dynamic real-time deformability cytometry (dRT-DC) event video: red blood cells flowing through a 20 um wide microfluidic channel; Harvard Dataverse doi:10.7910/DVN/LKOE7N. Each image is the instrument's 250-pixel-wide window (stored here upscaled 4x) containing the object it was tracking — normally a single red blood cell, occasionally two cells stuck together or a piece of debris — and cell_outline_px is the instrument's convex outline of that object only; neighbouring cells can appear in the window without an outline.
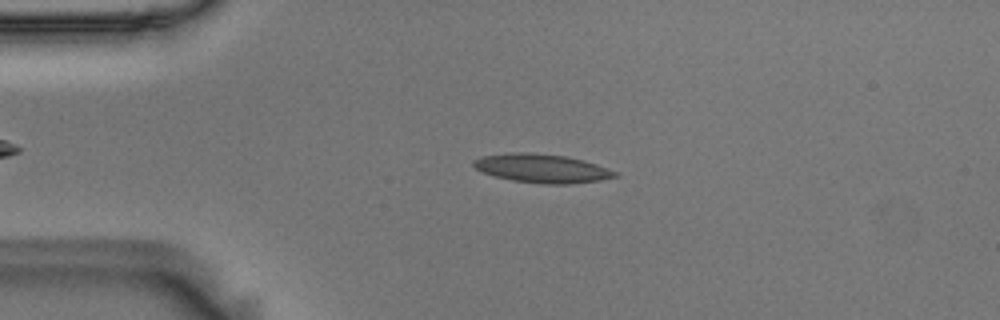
{"species": "Egyptian fruit bat (a non-hibernating species)", "species_latin": "Rousettus aegyptiacus", "temperature_condition": "room temperature", "stored_images_in_passage": 53, "camera_frame_rate_fps": 3000, "um_per_image_px": 0.085, "animal": {"sex": "male"}, "frame": {"image": 1, "passage_image": 11, "time_ms": 3.333, "image_size_px": [1000, 320], "cell_outline_px": [[620, 176], [600, 180], [568, 184], [544, 184], [512, 180], [496, 176], [484, 172], [476, 168], [472, 164], [472, 160], [480, 156], [512, 152], [528, 152], [568, 156], [584, 160], [608, 168], [616, 172]], "centroid_in_image_um": [46.07, 14.3], "position_along_channel_um": 38.9, "area_um2": 23.7}}
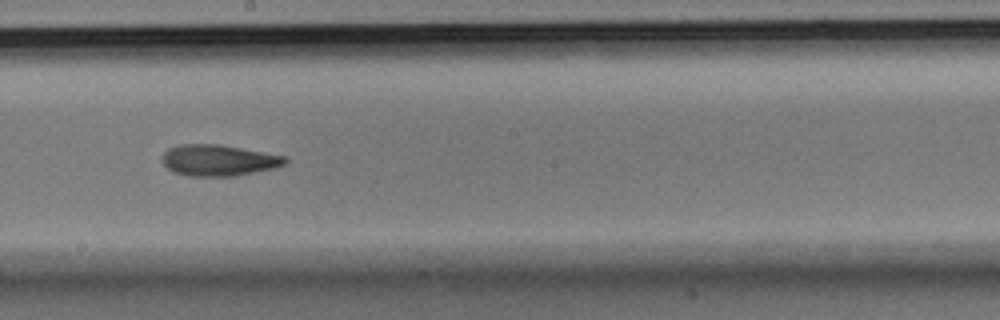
{"frame": {"image": 2, "passage_image": 29, "time_ms": 9.333, "image_size_px": [1000, 320], "cell_outline_px": [[288, 164], [276, 168], [236, 176], [188, 176], [176, 172], [168, 168], [160, 160], [160, 156], [168, 148], [180, 144], [220, 144], [288, 156]], "centroid_in_image_um": [18.62, 13.62], "position_along_channel_um": 229.6, "area_um2": 22.77}}
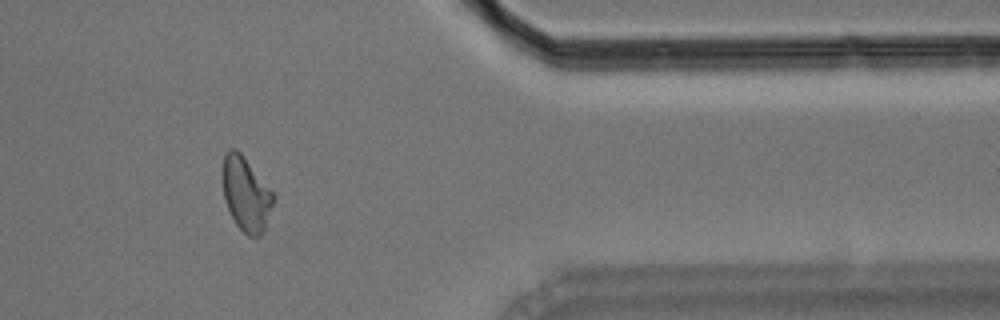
{"frame": {"image": 3, "passage_image": 44, "time_ms": 14.333, "image_size_px": [1000, 320], "cell_outline_px": [[276, 196], [264, 232], [260, 236], [248, 236], [236, 224], [224, 200], [220, 172], [224, 152], [228, 148], [236, 148], [240, 152]], "centroid_in_image_um": [20.88, 16.46], "position_along_channel_um": 390.5, "area_um2": 22.31}, "authors_computed_cell_mechanics": {"area_um2": 22.3108, "velocity_mm_per_s": 3.6396, "shape_relaxation_time_tau1_ms": null, "shape_relaxation_time_tau2_ms": 4.2931, "deformation_change_tau1": null, "deformation_change_tau2": 0.1037}}